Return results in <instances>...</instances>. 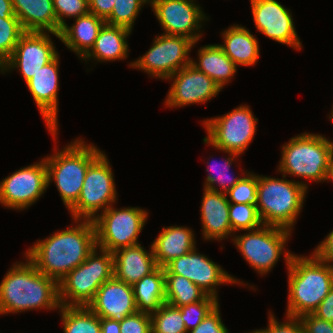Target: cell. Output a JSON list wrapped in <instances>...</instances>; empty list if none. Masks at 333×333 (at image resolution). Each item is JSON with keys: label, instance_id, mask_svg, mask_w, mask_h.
<instances>
[{"label": "cell", "instance_id": "5b68a950", "mask_svg": "<svg viewBox=\"0 0 333 333\" xmlns=\"http://www.w3.org/2000/svg\"><path fill=\"white\" fill-rule=\"evenodd\" d=\"M96 146L75 140L63 150L45 158L48 185L55 181L64 205L70 210L77 202L89 165L101 154ZM53 178V179H52Z\"/></svg>", "mask_w": 333, "mask_h": 333}, {"label": "cell", "instance_id": "ffe728a7", "mask_svg": "<svg viewBox=\"0 0 333 333\" xmlns=\"http://www.w3.org/2000/svg\"><path fill=\"white\" fill-rule=\"evenodd\" d=\"M88 307L100 318L118 322L138 312L132 285L114 276L99 287Z\"/></svg>", "mask_w": 333, "mask_h": 333}, {"label": "cell", "instance_id": "bcb514c9", "mask_svg": "<svg viewBox=\"0 0 333 333\" xmlns=\"http://www.w3.org/2000/svg\"><path fill=\"white\" fill-rule=\"evenodd\" d=\"M313 314L320 319L333 323V287Z\"/></svg>", "mask_w": 333, "mask_h": 333}, {"label": "cell", "instance_id": "9a60e30c", "mask_svg": "<svg viewBox=\"0 0 333 333\" xmlns=\"http://www.w3.org/2000/svg\"><path fill=\"white\" fill-rule=\"evenodd\" d=\"M193 0H150L151 7L166 35L185 36L197 43L198 31L207 18ZM195 31V33H194Z\"/></svg>", "mask_w": 333, "mask_h": 333}, {"label": "cell", "instance_id": "60d3db41", "mask_svg": "<svg viewBox=\"0 0 333 333\" xmlns=\"http://www.w3.org/2000/svg\"><path fill=\"white\" fill-rule=\"evenodd\" d=\"M286 316L287 322L280 323L269 313L268 327L249 333H304L303 325L299 317Z\"/></svg>", "mask_w": 333, "mask_h": 333}, {"label": "cell", "instance_id": "f6af8a7d", "mask_svg": "<svg viewBox=\"0 0 333 333\" xmlns=\"http://www.w3.org/2000/svg\"><path fill=\"white\" fill-rule=\"evenodd\" d=\"M314 254L322 261L333 263V230L324 238V241L317 246Z\"/></svg>", "mask_w": 333, "mask_h": 333}, {"label": "cell", "instance_id": "3957f363", "mask_svg": "<svg viewBox=\"0 0 333 333\" xmlns=\"http://www.w3.org/2000/svg\"><path fill=\"white\" fill-rule=\"evenodd\" d=\"M288 268V316L313 313L333 287V264L320 260L314 253L301 257L285 252Z\"/></svg>", "mask_w": 333, "mask_h": 333}, {"label": "cell", "instance_id": "ab89813d", "mask_svg": "<svg viewBox=\"0 0 333 333\" xmlns=\"http://www.w3.org/2000/svg\"><path fill=\"white\" fill-rule=\"evenodd\" d=\"M120 333H152L149 313L136 312L120 322Z\"/></svg>", "mask_w": 333, "mask_h": 333}, {"label": "cell", "instance_id": "c3c4849f", "mask_svg": "<svg viewBox=\"0 0 333 333\" xmlns=\"http://www.w3.org/2000/svg\"><path fill=\"white\" fill-rule=\"evenodd\" d=\"M0 17L1 18H17L14 15L11 0H0Z\"/></svg>", "mask_w": 333, "mask_h": 333}, {"label": "cell", "instance_id": "d6a6232c", "mask_svg": "<svg viewBox=\"0 0 333 333\" xmlns=\"http://www.w3.org/2000/svg\"><path fill=\"white\" fill-rule=\"evenodd\" d=\"M229 219L232 231L254 230L263 225L257 207L245 203H229Z\"/></svg>", "mask_w": 333, "mask_h": 333}, {"label": "cell", "instance_id": "e0dca14e", "mask_svg": "<svg viewBox=\"0 0 333 333\" xmlns=\"http://www.w3.org/2000/svg\"><path fill=\"white\" fill-rule=\"evenodd\" d=\"M255 26L259 32L279 43L301 49L290 10L276 0H250Z\"/></svg>", "mask_w": 333, "mask_h": 333}, {"label": "cell", "instance_id": "f35d334b", "mask_svg": "<svg viewBox=\"0 0 333 333\" xmlns=\"http://www.w3.org/2000/svg\"><path fill=\"white\" fill-rule=\"evenodd\" d=\"M57 18V34L67 23L63 17L78 18L89 13L88 0H52Z\"/></svg>", "mask_w": 333, "mask_h": 333}, {"label": "cell", "instance_id": "8fae6325", "mask_svg": "<svg viewBox=\"0 0 333 333\" xmlns=\"http://www.w3.org/2000/svg\"><path fill=\"white\" fill-rule=\"evenodd\" d=\"M290 235L288 229L262 225L232 240L250 266L263 275L277 263Z\"/></svg>", "mask_w": 333, "mask_h": 333}, {"label": "cell", "instance_id": "30bf717a", "mask_svg": "<svg viewBox=\"0 0 333 333\" xmlns=\"http://www.w3.org/2000/svg\"><path fill=\"white\" fill-rule=\"evenodd\" d=\"M207 136L204 143L212 147L235 154H242L253 140L257 118L248 106L240 105L231 112L207 119L204 122Z\"/></svg>", "mask_w": 333, "mask_h": 333}, {"label": "cell", "instance_id": "d6986e66", "mask_svg": "<svg viewBox=\"0 0 333 333\" xmlns=\"http://www.w3.org/2000/svg\"><path fill=\"white\" fill-rule=\"evenodd\" d=\"M58 57L57 55L51 62L39 69V71L26 82L54 139L58 130Z\"/></svg>", "mask_w": 333, "mask_h": 333}, {"label": "cell", "instance_id": "83f0119b", "mask_svg": "<svg viewBox=\"0 0 333 333\" xmlns=\"http://www.w3.org/2000/svg\"><path fill=\"white\" fill-rule=\"evenodd\" d=\"M197 53L199 63L191 59V64L223 89L237 71L235 63L223 52L219 44L205 45Z\"/></svg>", "mask_w": 333, "mask_h": 333}, {"label": "cell", "instance_id": "4dcf8cb0", "mask_svg": "<svg viewBox=\"0 0 333 333\" xmlns=\"http://www.w3.org/2000/svg\"><path fill=\"white\" fill-rule=\"evenodd\" d=\"M64 333H101L100 317L88 306H60Z\"/></svg>", "mask_w": 333, "mask_h": 333}, {"label": "cell", "instance_id": "4316f807", "mask_svg": "<svg viewBox=\"0 0 333 333\" xmlns=\"http://www.w3.org/2000/svg\"><path fill=\"white\" fill-rule=\"evenodd\" d=\"M224 44H219L223 52L236 66H252L259 59L258 40L242 26L233 25L223 33Z\"/></svg>", "mask_w": 333, "mask_h": 333}, {"label": "cell", "instance_id": "ee69618b", "mask_svg": "<svg viewBox=\"0 0 333 333\" xmlns=\"http://www.w3.org/2000/svg\"><path fill=\"white\" fill-rule=\"evenodd\" d=\"M89 12L103 18L104 20L111 14L115 0H88Z\"/></svg>", "mask_w": 333, "mask_h": 333}, {"label": "cell", "instance_id": "74e56055", "mask_svg": "<svg viewBox=\"0 0 333 333\" xmlns=\"http://www.w3.org/2000/svg\"><path fill=\"white\" fill-rule=\"evenodd\" d=\"M228 153L230 155H229L228 158L225 159L224 164L222 165V164L219 163L222 166V170H221V167L216 168L217 164L211 165L212 163L209 164V162H208V168L206 169V171L209 172L210 169H211L214 172V169H216L215 171L219 172V173L217 175H214V173L213 174L209 173V175L206 178L204 188H207V189L212 190V191H221L223 193H226L228 190H230L241 179L240 177H237V176L234 177V178L229 177V175H228L229 168H230L233 160L235 158H237V156H239V155L235 154V153H232V152H228ZM225 177H226V179H228L227 181H226ZM216 183L217 184L219 183V186L221 187V190H219L218 188H216V186H214V184H216Z\"/></svg>", "mask_w": 333, "mask_h": 333}, {"label": "cell", "instance_id": "d4e9b609", "mask_svg": "<svg viewBox=\"0 0 333 333\" xmlns=\"http://www.w3.org/2000/svg\"><path fill=\"white\" fill-rule=\"evenodd\" d=\"M105 20L92 13L75 18V23L61 28L60 40L67 48L84 58L94 47L99 30Z\"/></svg>", "mask_w": 333, "mask_h": 333}, {"label": "cell", "instance_id": "f546056e", "mask_svg": "<svg viewBox=\"0 0 333 333\" xmlns=\"http://www.w3.org/2000/svg\"><path fill=\"white\" fill-rule=\"evenodd\" d=\"M208 296L189 279L176 274H165L166 303L181 307L204 300Z\"/></svg>", "mask_w": 333, "mask_h": 333}, {"label": "cell", "instance_id": "ac0fdd59", "mask_svg": "<svg viewBox=\"0 0 333 333\" xmlns=\"http://www.w3.org/2000/svg\"><path fill=\"white\" fill-rule=\"evenodd\" d=\"M169 79L174 81L165 102L168 107L204 103L222 90L216 82L198 71L192 64L181 68Z\"/></svg>", "mask_w": 333, "mask_h": 333}, {"label": "cell", "instance_id": "484cf974", "mask_svg": "<svg viewBox=\"0 0 333 333\" xmlns=\"http://www.w3.org/2000/svg\"><path fill=\"white\" fill-rule=\"evenodd\" d=\"M131 32L128 28L105 23L99 30L94 47L83 60L93 58L101 62L127 58L128 43L126 38Z\"/></svg>", "mask_w": 333, "mask_h": 333}, {"label": "cell", "instance_id": "4fadbf2b", "mask_svg": "<svg viewBox=\"0 0 333 333\" xmlns=\"http://www.w3.org/2000/svg\"><path fill=\"white\" fill-rule=\"evenodd\" d=\"M47 187V165L43 158L0 182V203L10 209H25L35 203Z\"/></svg>", "mask_w": 333, "mask_h": 333}, {"label": "cell", "instance_id": "603a6c76", "mask_svg": "<svg viewBox=\"0 0 333 333\" xmlns=\"http://www.w3.org/2000/svg\"><path fill=\"white\" fill-rule=\"evenodd\" d=\"M14 15L24 31L46 32L57 34V18L52 0H11Z\"/></svg>", "mask_w": 333, "mask_h": 333}, {"label": "cell", "instance_id": "836d02e7", "mask_svg": "<svg viewBox=\"0 0 333 333\" xmlns=\"http://www.w3.org/2000/svg\"><path fill=\"white\" fill-rule=\"evenodd\" d=\"M145 3L150 4V0H115L113 10L105 19V23L132 31L135 19Z\"/></svg>", "mask_w": 333, "mask_h": 333}, {"label": "cell", "instance_id": "6da1fadb", "mask_svg": "<svg viewBox=\"0 0 333 333\" xmlns=\"http://www.w3.org/2000/svg\"><path fill=\"white\" fill-rule=\"evenodd\" d=\"M74 221L80 224L38 240L25 255L38 271L57 282L82 264L97 247L93 220Z\"/></svg>", "mask_w": 333, "mask_h": 333}, {"label": "cell", "instance_id": "8992f818", "mask_svg": "<svg viewBox=\"0 0 333 333\" xmlns=\"http://www.w3.org/2000/svg\"><path fill=\"white\" fill-rule=\"evenodd\" d=\"M333 154L332 142L323 135L305 133L290 139L282 146L278 170L286 174L317 182L325 181Z\"/></svg>", "mask_w": 333, "mask_h": 333}, {"label": "cell", "instance_id": "9c48e42d", "mask_svg": "<svg viewBox=\"0 0 333 333\" xmlns=\"http://www.w3.org/2000/svg\"><path fill=\"white\" fill-rule=\"evenodd\" d=\"M113 172L102 152L88 167L80 196L69 210L75 220H94L100 209L104 212L116 199Z\"/></svg>", "mask_w": 333, "mask_h": 333}, {"label": "cell", "instance_id": "f1b7e54d", "mask_svg": "<svg viewBox=\"0 0 333 333\" xmlns=\"http://www.w3.org/2000/svg\"><path fill=\"white\" fill-rule=\"evenodd\" d=\"M138 312H156L165 302L164 268L157 267L132 285Z\"/></svg>", "mask_w": 333, "mask_h": 333}, {"label": "cell", "instance_id": "7dc6e473", "mask_svg": "<svg viewBox=\"0 0 333 333\" xmlns=\"http://www.w3.org/2000/svg\"><path fill=\"white\" fill-rule=\"evenodd\" d=\"M101 333H120V322L108 319L100 318Z\"/></svg>", "mask_w": 333, "mask_h": 333}, {"label": "cell", "instance_id": "ba28073f", "mask_svg": "<svg viewBox=\"0 0 333 333\" xmlns=\"http://www.w3.org/2000/svg\"><path fill=\"white\" fill-rule=\"evenodd\" d=\"M146 210L137 207L114 209L109 206L93 220L96 246L114 253L116 250L138 243V234L147 220Z\"/></svg>", "mask_w": 333, "mask_h": 333}, {"label": "cell", "instance_id": "7bdbcfd3", "mask_svg": "<svg viewBox=\"0 0 333 333\" xmlns=\"http://www.w3.org/2000/svg\"><path fill=\"white\" fill-rule=\"evenodd\" d=\"M299 318L304 333H333V323L320 319L313 313L304 314Z\"/></svg>", "mask_w": 333, "mask_h": 333}, {"label": "cell", "instance_id": "7a4b0ae2", "mask_svg": "<svg viewBox=\"0 0 333 333\" xmlns=\"http://www.w3.org/2000/svg\"><path fill=\"white\" fill-rule=\"evenodd\" d=\"M60 306L58 282L38 271L29 259L15 263L0 283V314Z\"/></svg>", "mask_w": 333, "mask_h": 333}, {"label": "cell", "instance_id": "b9f144b4", "mask_svg": "<svg viewBox=\"0 0 333 333\" xmlns=\"http://www.w3.org/2000/svg\"><path fill=\"white\" fill-rule=\"evenodd\" d=\"M228 329L222 323L219 304L202 320L193 330L187 333H228Z\"/></svg>", "mask_w": 333, "mask_h": 333}, {"label": "cell", "instance_id": "681fc988", "mask_svg": "<svg viewBox=\"0 0 333 333\" xmlns=\"http://www.w3.org/2000/svg\"><path fill=\"white\" fill-rule=\"evenodd\" d=\"M331 179L333 181V154H332V157H331L329 167L326 171V177H325V180H331Z\"/></svg>", "mask_w": 333, "mask_h": 333}, {"label": "cell", "instance_id": "e575fe53", "mask_svg": "<svg viewBox=\"0 0 333 333\" xmlns=\"http://www.w3.org/2000/svg\"><path fill=\"white\" fill-rule=\"evenodd\" d=\"M24 32L18 18L0 17V66L14 52L16 44Z\"/></svg>", "mask_w": 333, "mask_h": 333}, {"label": "cell", "instance_id": "7402d4cb", "mask_svg": "<svg viewBox=\"0 0 333 333\" xmlns=\"http://www.w3.org/2000/svg\"><path fill=\"white\" fill-rule=\"evenodd\" d=\"M149 253L140 244L116 250L114 255L113 276L133 285L149 275L158 266L155 262L152 246Z\"/></svg>", "mask_w": 333, "mask_h": 333}, {"label": "cell", "instance_id": "f907efd6", "mask_svg": "<svg viewBox=\"0 0 333 333\" xmlns=\"http://www.w3.org/2000/svg\"><path fill=\"white\" fill-rule=\"evenodd\" d=\"M332 110H333V108H332ZM330 120H332L333 121V111H331V116H330Z\"/></svg>", "mask_w": 333, "mask_h": 333}, {"label": "cell", "instance_id": "2e32d148", "mask_svg": "<svg viewBox=\"0 0 333 333\" xmlns=\"http://www.w3.org/2000/svg\"><path fill=\"white\" fill-rule=\"evenodd\" d=\"M191 252L173 259L164 267L165 274L183 276L210 296L218 298L216 286L224 283H237L236 278L227 274L219 265L205 255ZM215 287V288H214Z\"/></svg>", "mask_w": 333, "mask_h": 333}, {"label": "cell", "instance_id": "52a82bcc", "mask_svg": "<svg viewBox=\"0 0 333 333\" xmlns=\"http://www.w3.org/2000/svg\"><path fill=\"white\" fill-rule=\"evenodd\" d=\"M96 249L58 282L61 306H88L99 287L113 277V253L99 248L101 254L98 256Z\"/></svg>", "mask_w": 333, "mask_h": 333}, {"label": "cell", "instance_id": "1f68e13d", "mask_svg": "<svg viewBox=\"0 0 333 333\" xmlns=\"http://www.w3.org/2000/svg\"><path fill=\"white\" fill-rule=\"evenodd\" d=\"M150 316L152 333H187L179 307L165 302Z\"/></svg>", "mask_w": 333, "mask_h": 333}, {"label": "cell", "instance_id": "7c38bea8", "mask_svg": "<svg viewBox=\"0 0 333 333\" xmlns=\"http://www.w3.org/2000/svg\"><path fill=\"white\" fill-rule=\"evenodd\" d=\"M194 45L196 44L185 36L161 34L155 38L147 53L130 66L144 70L153 77L168 79L181 68L191 64L188 54Z\"/></svg>", "mask_w": 333, "mask_h": 333}, {"label": "cell", "instance_id": "277c9868", "mask_svg": "<svg viewBox=\"0 0 333 333\" xmlns=\"http://www.w3.org/2000/svg\"><path fill=\"white\" fill-rule=\"evenodd\" d=\"M307 189L303 182L257 175V210L263 225L291 231L302 210Z\"/></svg>", "mask_w": 333, "mask_h": 333}, {"label": "cell", "instance_id": "cb8c5ba5", "mask_svg": "<svg viewBox=\"0 0 333 333\" xmlns=\"http://www.w3.org/2000/svg\"><path fill=\"white\" fill-rule=\"evenodd\" d=\"M151 246L155 262L162 268L196 248L192 230L180 226L163 227Z\"/></svg>", "mask_w": 333, "mask_h": 333}, {"label": "cell", "instance_id": "44dd1931", "mask_svg": "<svg viewBox=\"0 0 333 333\" xmlns=\"http://www.w3.org/2000/svg\"><path fill=\"white\" fill-rule=\"evenodd\" d=\"M201 221L205 240H223L222 238L233 234L229 219V201L225 193L204 188Z\"/></svg>", "mask_w": 333, "mask_h": 333}, {"label": "cell", "instance_id": "d590c367", "mask_svg": "<svg viewBox=\"0 0 333 333\" xmlns=\"http://www.w3.org/2000/svg\"><path fill=\"white\" fill-rule=\"evenodd\" d=\"M218 304V298L208 295L204 300L179 307L187 332L196 328Z\"/></svg>", "mask_w": 333, "mask_h": 333}, {"label": "cell", "instance_id": "5bb4252c", "mask_svg": "<svg viewBox=\"0 0 333 333\" xmlns=\"http://www.w3.org/2000/svg\"><path fill=\"white\" fill-rule=\"evenodd\" d=\"M48 32L25 31L11 56L0 66L2 73L18 68L27 82L58 54Z\"/></svg>", "mask_w": 333, "mask_h": 333}, {"label": "cell", "instance_id": "8d00e7d4", "mask_svg": "<svg viewBox=\"0 0 333 333\" xmlns=\"http://www.w3.org/2000/svg\"><path fill=\"white\" fill-rule=\"evenodd\" d=\"M225 194L230 197V199L227 197L229 203H245L257 207V175L253 173L246 174Z\"/></svg>", "mask_w": 333, "mask_h": 333}]
</instances>
